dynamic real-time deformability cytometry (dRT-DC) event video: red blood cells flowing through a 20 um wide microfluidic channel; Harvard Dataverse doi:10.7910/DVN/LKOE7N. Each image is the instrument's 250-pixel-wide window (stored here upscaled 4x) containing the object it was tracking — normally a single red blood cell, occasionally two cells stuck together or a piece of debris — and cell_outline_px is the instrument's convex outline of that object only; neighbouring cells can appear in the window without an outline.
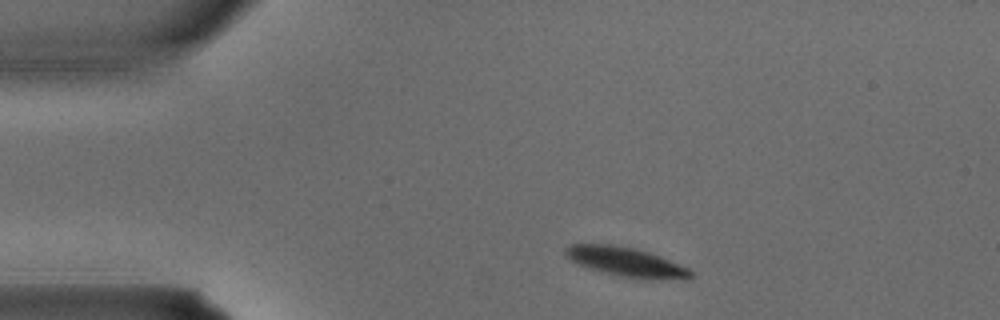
{"species": "common noctule bat (a hibernating species)", "species_latin": "Nyctalus noctula", "temperature_condition": "warm", "stored_images_in_passage": 2, "camera_frame_rate_fps": 3000, "um_per_image_px": 0.085, "animal": {"sex": "male", "body_mass_g": 15.6}, "frame": {"image": 1, "passage_image": 1, "time_ms": 0.0, "image_size_px": [1000, 320], "cell_outline_px": [[692, 276], [660, 280], [648, 280], [624, 276], [604, 272], [580, 264], [572, 260], [564, 252], [564, 248], [572, 244], [612, 244], [632, 248], [648, 252], [660, 256], [688, 268], [692, 272]], "centroid_in_image_um": [53.21, 22.25], "position_along_channel_um": 31.8, "area_um2": 20.75}}